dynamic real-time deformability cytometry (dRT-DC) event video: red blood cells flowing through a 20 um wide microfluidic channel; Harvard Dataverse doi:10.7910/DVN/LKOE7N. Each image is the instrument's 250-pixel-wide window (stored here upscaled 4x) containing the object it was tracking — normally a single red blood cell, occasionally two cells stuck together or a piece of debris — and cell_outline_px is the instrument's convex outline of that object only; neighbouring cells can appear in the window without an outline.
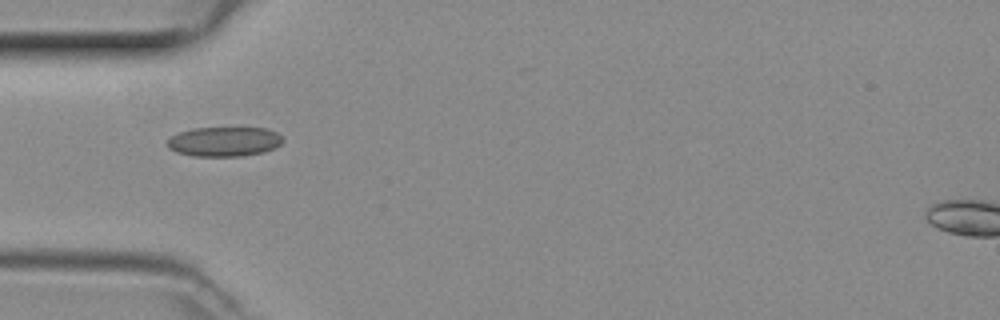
{"species": "common noctule bat (a hibernating species)", "species_latin": "Nyctalus noctula", "temperature_condition": "room temperature", "stored_images_in_passage": 34, "camera_frame_rate_fps": 3000, "um_per_image_px": 0.085, "animal": {"sex": "female", "body_mass_g": 29.2, "forearm_length_mm": 56.3}, "frame": {"image": 1, "passage_image": 1, "time_ms": 0.0, "image_size_px": [1000, 320], "cell_outline_px": [[284, 140], [276, 148], [264, 152], [240, 156], [192, 156], [176, 152], [168, 148], [168, 136], [192, 128], [268, 128], [276, 132]], "centroid_in_image_um": [19.05, 12.03], "position_along_channel_um": 66.0, "area_um2": 20.06}}
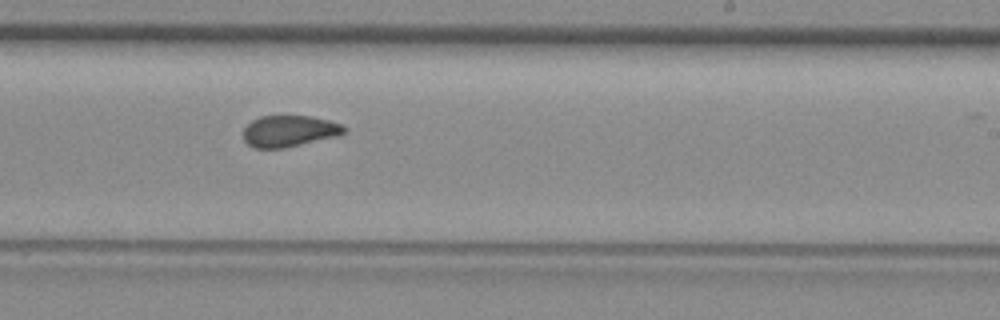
{"frame": {"image": 2, "passage_image": 15, "time_ms": 4.667, "image_size_px": [1000, 320], "cell_outline_px": [[348, 128], [344, 132], [336, 136], [284, 148], [252, 148], [244, 140], [244, 128], [252, 120], [260, 116], [312, 116], [328, 120], [340, 124]], "centroid_in_image_um": [24.56, 11.14], "position_along_channel_um": 264.4, "area_um2": 18.32}}
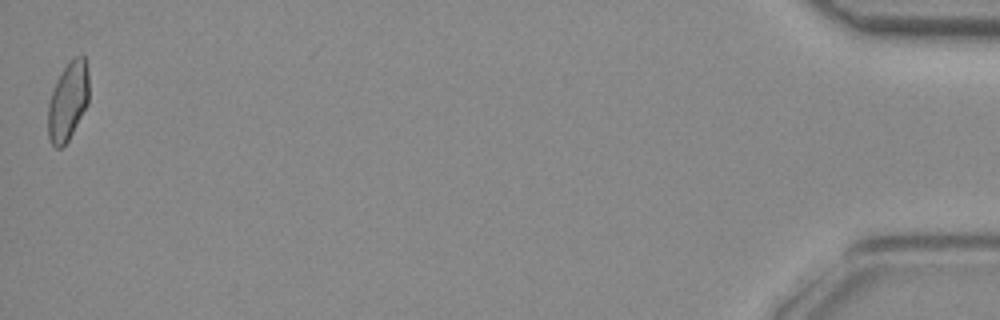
{"frame": {"image": 3, "passage_image": 34, "time_ms": 11.0, "image_size_px": [1000, 320], "cell_outline_px": [[88, 104], [68, 140], [60, 148], [56, 148], [52, 144], [48, 136], [48, 104], [56, 80], [64, 68], [76, 56], [84, 56], [88, 68]], "centroid_in_image_um": [5.78, 8.6], "position_along_channel_um": 429.4, "area_um2": 18.5}}